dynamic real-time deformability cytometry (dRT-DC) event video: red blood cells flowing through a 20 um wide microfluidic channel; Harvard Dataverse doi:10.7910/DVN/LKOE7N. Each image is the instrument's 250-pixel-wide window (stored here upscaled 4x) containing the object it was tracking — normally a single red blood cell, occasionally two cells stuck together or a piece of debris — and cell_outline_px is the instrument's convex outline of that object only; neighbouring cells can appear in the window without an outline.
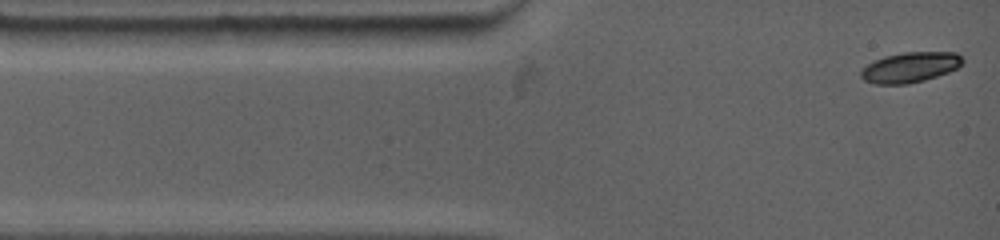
{"species": "common noctule bat (a hibernating species)", "species_latin": "Nyctalus noctula", "temperature_condition": "warm", "stored_images_in_passage": 64, "camera_frame_rate_fps": 4500, "um_per_image_px": 0.085, "animal": {"sex": "female", "body_mass_g": 19.0, "forearm_length_mm": 53.3}, "frame": {"image": 1, "passage_image": 1, "time_ms": 0.0, "image_size_px": [1000, 240], "cell_outline_px": [[964, 60], [956, 68], [948, 72], [924, 80], [908, 84], [876, 84], [864, 80], [860, 76], [860, 68], [884, 56], [904, 52], [956, 52]], "centroid_in_image_um": [77.32, 5.72], "position_along_channel_um": 7.7, "area_um2": 17.86}}
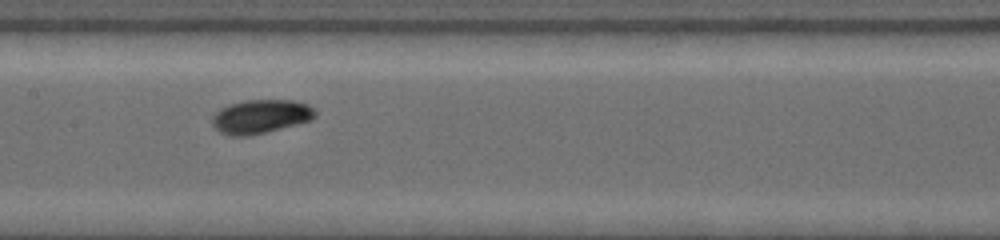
{"frame": {"image": 2, "passage_image": 28, "time_ms": 5.778, "image_size_px": [1000, 240], "cell_outline_px": [[316, 116], [312, 120], [248, 136], [228, 136], [220, 132], [212, 124], [212, 116], [220, 108], [228, 104], [244, 100], [292, 100], [308, 104], [316, 108]], "centroid_in_image_um": [22.15, 9.89], "position_along_channel_um": 185.2, "area_um2": 20.4}}
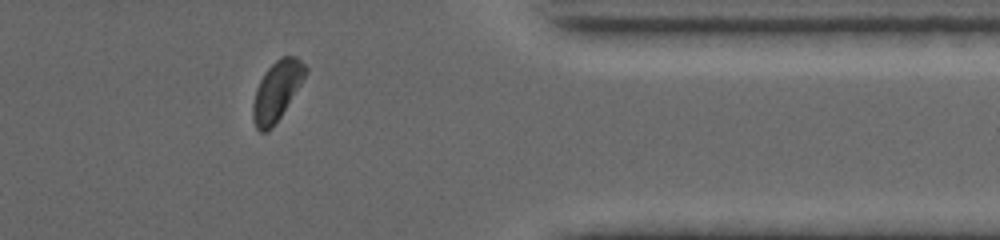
{"frame": {"image": 3, "passage_image": 54, "time_ms": 11.556, "image_size_px": [1000, 240], "cell_outline_px": [[308, 72], [280, 116], [272, 128], [268, 132], [260, 132], [256, 128], [252, 120], [252, 104], [256, 88], [264, 72], [280, 56], [296, 56], [308, 68]], "centroid_in_image_um": [23.51, 7.72], "position_along_channel_um": 387.9, "area_um2": 18.15}, "authors_computed_cell_mechanics": {"area_um2": 18.5249, "velocity_mm_per_s": 3.8115, "shape_relaxation_time_tau1_ms": 2.1444, "shape_relaxation_time_tau2_ms": null, "deformation_change_tau1": 0.1046, "deformation_change_tau2": null}}